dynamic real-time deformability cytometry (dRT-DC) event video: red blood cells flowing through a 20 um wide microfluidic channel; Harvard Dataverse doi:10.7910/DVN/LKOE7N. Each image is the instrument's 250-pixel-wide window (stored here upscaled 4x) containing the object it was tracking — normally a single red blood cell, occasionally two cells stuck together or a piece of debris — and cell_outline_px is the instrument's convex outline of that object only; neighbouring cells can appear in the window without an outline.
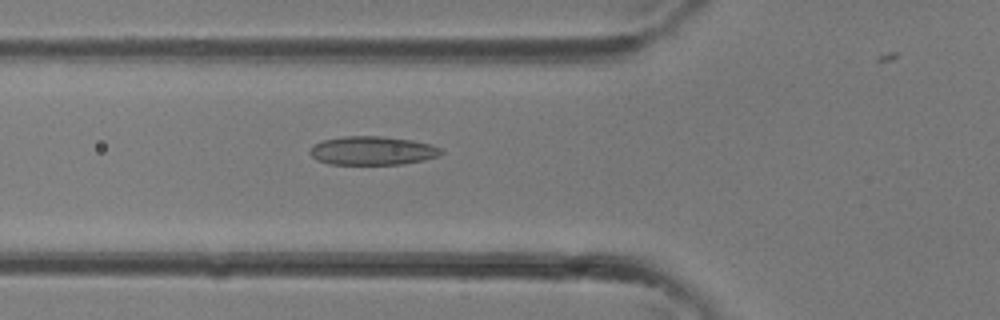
{"species": "common noctule bat (a hibernating species)", "species_latin": "Nyctalus noctula", "temperature_condition": "room temperature", "stored_images_in_passage": 28, "camera_frame_rate_fps": 3000, "um_per_image_px": 0.085, "animal": {"sex": "female"}, "frame": {"image": 1, "passage_image": 12, "time_ms": 3.667, "image_size_px": [1000, 320], "cell_outline_px": [[444, 152], [440, 156], [424, 160], [400, 164], [328, 164], [316, 160], [308, 152], [308, 148], [312, 144], [324, 140], [344, 136], [384, 136], [412, 140], [432, 144], [440, 148]], "centroid_in_image_um": [31.64, 12.8], "position_along_channel_um": 94.2, "area_um2": 22.2}}
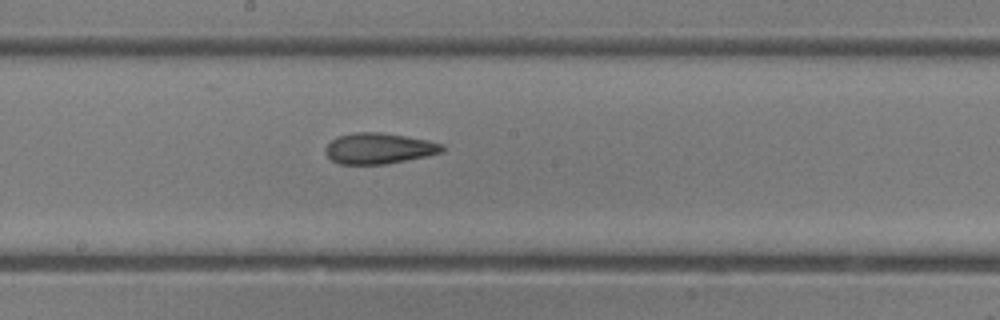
{"frame": {"image": 2, "passage_image": 18, "time_ms": 5.667, "image_size_px": [1000, 320], "cell_outline_px": [[444, 152], [384, 164], [340, 164], [332, 160], [324, 152], [324, 148], [332, 140], [340, 136], [356, 132], [380, 132], [428, 140], [444, 144]], "centroid_in_image_um": [32.2, 12.61], "position_along_channel_um": 216.0, "area_um2": 20.75}}
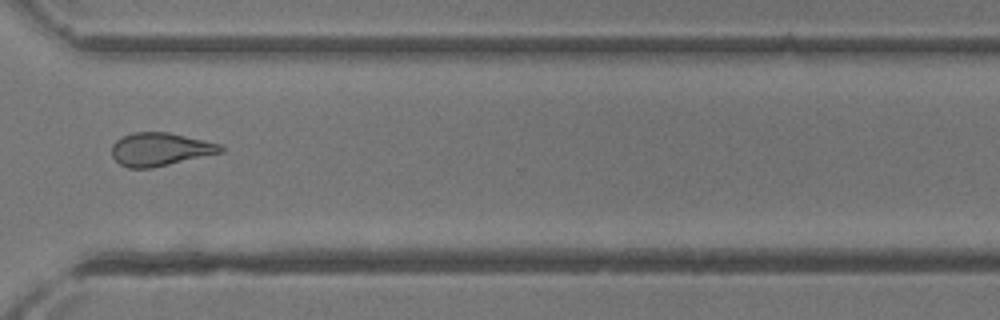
{"frame": {"image": 3, "passage_image": 25, "time_ms": 8.0, "image_size_px": [1000, 320], "cell_outline_px": [[224, 152], [152, 168], [128, 168], [120, 164], [112, 156], [112, 144], [120, 136], [132, 132], [168, 132], [204, 140], [220, 144], [224, 148]], "centroid_in_image_um": [13.6, 12.68], "position_along_channel_um": 357.0, "area_um2": 21.15}}